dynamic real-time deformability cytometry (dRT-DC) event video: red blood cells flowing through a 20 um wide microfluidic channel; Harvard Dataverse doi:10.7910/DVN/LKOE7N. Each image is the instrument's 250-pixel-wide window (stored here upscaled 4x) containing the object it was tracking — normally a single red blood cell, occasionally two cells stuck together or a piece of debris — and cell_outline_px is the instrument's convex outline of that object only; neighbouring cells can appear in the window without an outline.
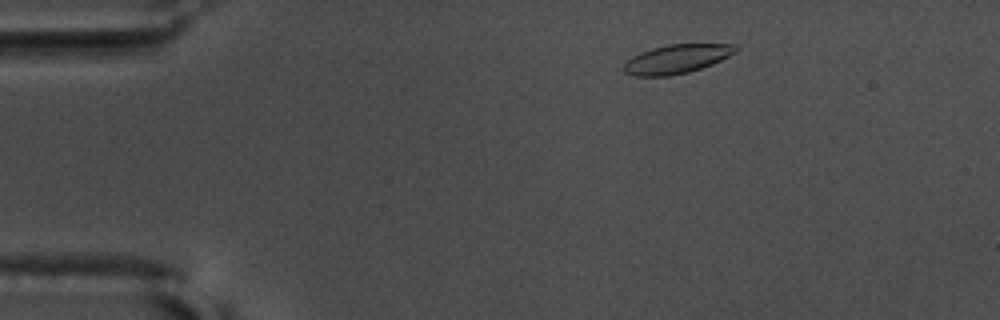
{"species": "common noctule bat (a hibernating species)", "species_latin": "Nyctalus noctula", "temperature_condition": "warm", "stored_images_in_passage": 21, "camera_frame_rate_fps": 3000, "um_per_image_px": 0.085, "animal": {"sex": "male", "body_mass_g": 17.5, "forearm_length_mm": 52.3}, "frame": {"image": 1, "passage_image": 1, "time_ms": 0.0, "image_size_px": [1000, 320], "cell_outline_px": [[740, 48], [736, 52], [712, 64], [688, 72], [668, 76], [636, 76], [624, 72], [624, 64], [632, 56], [640, 52], [652, 48], [668, 44], [736, 44]], "centroid_in_image_um": [57.53, 5.0], "position_along_channel_um": 27.5, "area_um2": 18.79}}